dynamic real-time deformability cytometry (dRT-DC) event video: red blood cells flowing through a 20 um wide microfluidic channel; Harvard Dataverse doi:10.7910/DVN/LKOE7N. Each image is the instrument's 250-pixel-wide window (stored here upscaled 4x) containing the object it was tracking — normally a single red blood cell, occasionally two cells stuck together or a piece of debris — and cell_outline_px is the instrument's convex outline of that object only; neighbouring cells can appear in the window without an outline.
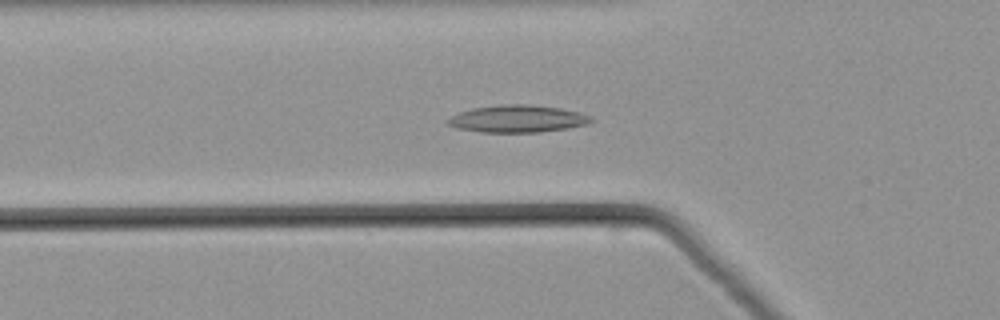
{"species": "common noctule bat (a hibernating species)", "species_latin": "Nyctalus noctula", "temperature_condition": "warm", "stored_images_in_passage": 50, "camera_frame_rate_fps": 3000, "um_per_image_px": 0.085, "animal": {"sex": "male", "body_mass_g": 21.5, "forearm_length_mm": 52.0}, "frame": {"image": 1, "passage_image": 17, "time_ms": 5.333, "image_size_px": [1000, 320], "cell_outline_px": [[592, 120], [588, 124], [568, 128], [540, 132], [480, 132], [456, 128], [448, 124], [444, 120], [460, 112], [472, 108], [500, 104], [528, 104], [560, 108], [576, 112], [588, 116]], "centroid_in_image_um": [43.93, 10.1], "position_along_channel_um": 81.9, "area_um2": 22.66}}
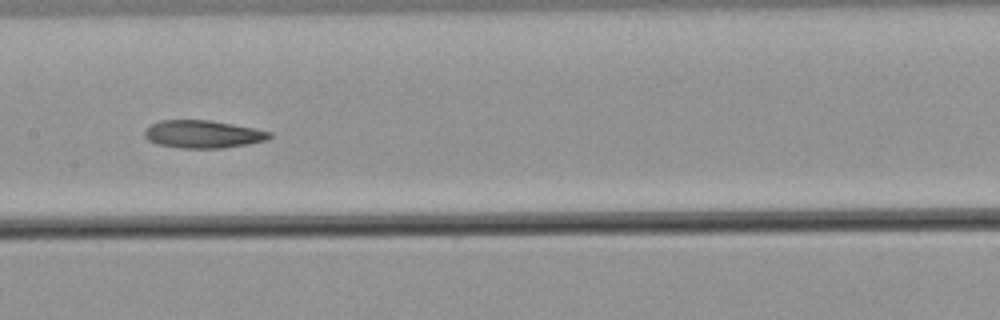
{"frame": {"image": 2, "passage_image": 25, "time_ms": 8.0, "image_size_px": [1000, 320], "cell_outline_px": [[272, 136], [268, 140], [248, 144], [224, 148], [180, 148], [156, 144], [148, 140], [144, 136], [144, 132], [152, 124], [160, 120], [212, 120], [272, 132]], "centroid_in_image_um": [17.26, 11.41], "position_along_channel_um": 190.1, "area_um2": 20.23}}
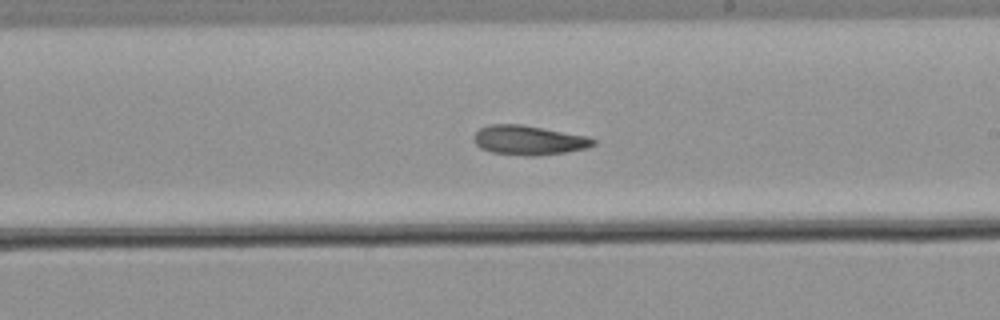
{"frame": {"image": 3, "passage_image": 29, "time_ms": 9.333, "image_size_px": [1000, 320], "cell_outline_px": [[596, 144], [588, 148], [564, 152], [536, 156], [524, 156], [492, 152], [480, 148], [472, 140], [472, 136], [480, 128], [492, 124], [520, 124], [588, 136], [596, 140]], "centroid_in_image_um": [44.93, 11.92], "position_along_channel_um": 244.1, "area_um2": 20.58}}